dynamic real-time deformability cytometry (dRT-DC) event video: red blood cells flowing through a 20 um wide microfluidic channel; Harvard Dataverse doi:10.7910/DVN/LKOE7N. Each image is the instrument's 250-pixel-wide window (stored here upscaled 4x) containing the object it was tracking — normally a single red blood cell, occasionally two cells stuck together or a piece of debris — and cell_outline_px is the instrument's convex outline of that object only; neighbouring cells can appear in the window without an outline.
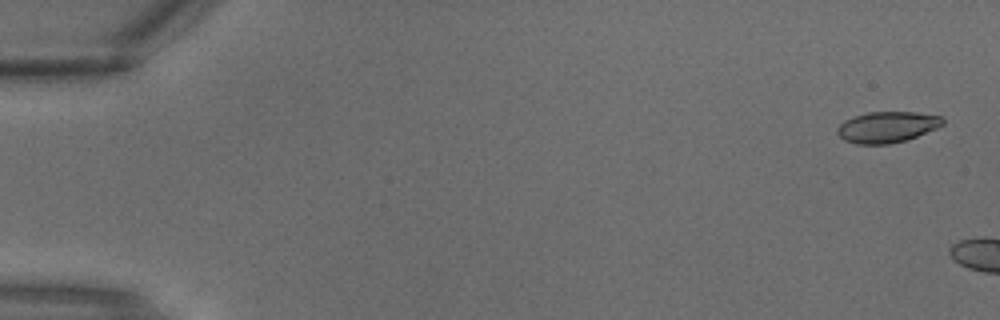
{"species": "common noctule bat (a hibernating species)", "species_latin": "Nyctalus noctula", "temperature_condition": "warm", "stored_images_in_passage": 3, "segment_of_instrument_passage": [2, 2], "camera_frame_rate_fps": 3000, "um_per_image_px": 0.085, "animal": {"sex": "male", "body_mass_g": 18.8}, "frame": {"image": 1, "passage_image": 3, "time_ms": 0.667, "image_size_px": [1000, 320], "cell_outline_px": [[944, 124], [936, 128], [916, 136], [904, 140], [888, 144], [856, 144], [844, 140], [836, 132], [836, 128], [844, 120], [868, 112], [916, 112], [944, 116]], "centroid_in_image_um": [75.4, 10.79], "position_along_channel_um": 9.6, "area_um2": 19.02}}